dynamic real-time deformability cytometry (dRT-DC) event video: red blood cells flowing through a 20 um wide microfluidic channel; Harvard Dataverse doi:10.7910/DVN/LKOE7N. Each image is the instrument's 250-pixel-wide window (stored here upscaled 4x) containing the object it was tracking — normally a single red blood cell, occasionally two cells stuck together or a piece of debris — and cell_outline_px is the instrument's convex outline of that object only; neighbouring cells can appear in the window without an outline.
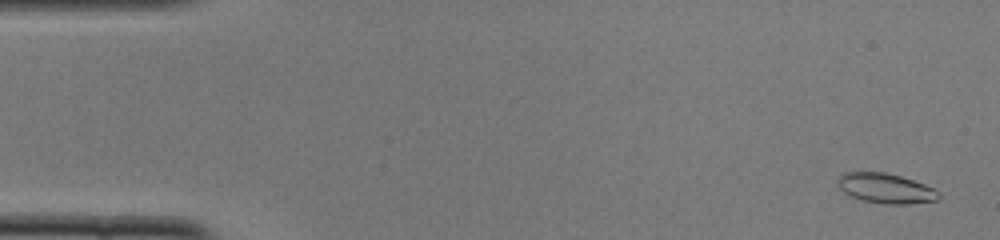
{"species": "common noctule bat (a hibernating species)", "species_latin": "Nyctalus noctula", "temperature_condition": "cold", "stored_images_in_passage": 50, "camera_frame_rate_fps": 3000, "um_per_image_px": 0.085, "animal": {"sex": "female", "body_mass_g": 22.0, "forearm_length_mm": 56.7}, "frame": {"image": 1, "passage_image": 2, "time_ms": 0.333, "image_size_px": [1000, 240], "cell_outline_px": [[940, 196], [936, 200], [908, 204], [884, 204], [860, 200], [844, 192], [836, 184], [836, 180], [844, 172], [884, 172], [900, 176], [924, 184], [932, 188]], "centroid_in_image_um": [75.22, 16.01], "position_along_channel_um": 9.8, "area_um2": 17.46}}
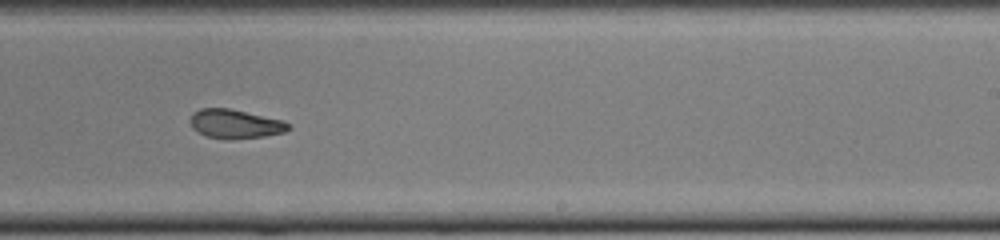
{"frame": {"image": 2, "passage_image": 31, "time_ms": 10.0, "image_size_px": [1000, 240], "cell_outline_px": [[292, 128], [284, 132], [264, 136], [232, 140], [228, 140], [204, 136], [196, 132], [192, 128], [188, 120], [192, 112], [200, 108], [228, 108], [284, 120]], "centroid_in_image_um": [19.93, 10.54], "position_along_channel_um": 269.1, "area_um2": 16.99}}
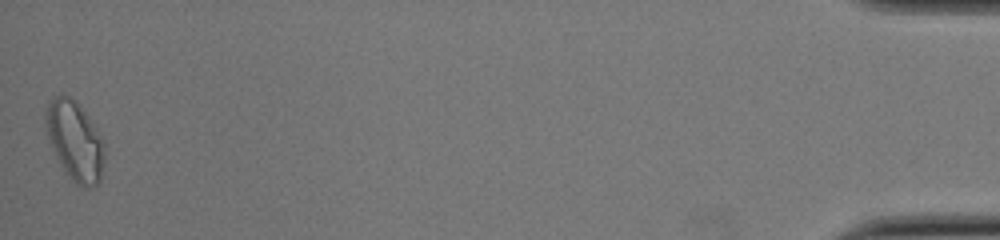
{"frame": {"image": 3, "passage_image": 50, "time_ms": 16.333, "image_size_px": [1000, 240], "cell_outline_px": [[104, 160], [100, 180], [92, 188], [84, 188], [76, 184], [60, 164], [52, 148], [48, 136], [44, 120], [44, 112], [48, 100], [52, 96], [68, 96], [76, 100], [104, 140]], "centroid_in_image_um": [6.35, 11.95], "position_along_channel_um": 428.8, "area_um2": 27.17}, "authors_computed_cell_mechanics": {"area_um2": 17.4556, "velocity_mm_per_s": 3.9941, "shape_relaxation_time_tau1_ms": null, "shape_relaxation_time_tau2_ms": 3.0491, "deformation_change_tau1": null, "deformation_change_tau2": 0.0995}}